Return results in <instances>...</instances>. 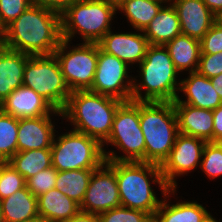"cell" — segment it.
<instances>
[{
	"instance_id": "10",
	"label": "cell",
	"mask_w": 222,
	"mask_h": 222,
	"mask_svg": "<svg viewBox=\"0 0 222 222\" xmlns=\"http://www.w3.org/2000/svg\"><path fill=\"white\" fill-rule=\"evenodd\" d=\"M54 55L71 92L91 89L98 63V43L75 44L62 39Z\"/></svg>"
},
{
	"instance_id": "19",
	"label": "cell",
	"mask_w": 222,
	"mask_h": 222,
	"mask_svg": "<svg viewBox=\"0 0 222 222\" xmlns=\"http://www.w3.org/2000/svg\"><path fill=\"white\" fill-rule=\"evenodd\" d=\"M181 34L201 40L215 22V15L202 0H173Z\"/></svg>"
},
{
	"instance_id": "35",
	"label": "cell",
	"mask_w": 222,
	"mask_h": 222,
	"mask_svg": "<svg viewBox=\"0 0 222 222\" xmlns=\"http://www.w3.org/2000/svg\"><path fill=\"white\" fill-rule=\"evenodd\" d=\"M201 54L222 52V26L216 21L200 40Z\"/></svg>"
},
{
	"instance_id": "27",
	"label": "cell",
	"mask_w": 222,
	"mask_h": 222,
	"mask_svg": "<svg viewBox=\"0 0 222 222\" xmlns=\"http://www.w3.org/2000/svg\"><path fill=\"white\" fill-rule=\"evenodd\" d=\"M7 163L27 180L52 166L51 149L17 152Z\"/></svg>"
},
{
	"instance_id": "12",
	"label": "cell",
	"mask_w": 222,
	"mask_h": 222,
	"mask_svg": "<svg viewBox=\"0 0 222 222\" xmlns=\"http://www.w3.org/2000/svg\"><path fill=\"white\" fill-rule=\"evenodd\" d=\"M206 141L197 137L178 134L168 158L160 166L162 176L171 189H177V179L198 170ZM198 167V169H197Z\"/></svg>"
},
{
	"instance_id": "8",
	"label": "cell",
	"mask_w": 222,
	"mask_h": 222,
	"mask_svg": "<svg viewBox=\"0 0 222 222\" xmlns=\"http://www.w3.org/2000/svg\"><path fill=\"white\" fill-rule=\"evenodd\" d=\"M56 133L51 156L52 166L57 171L94 170L106 161L103 145L98 140L73 129Z\"/></svg>"
},
{
	"instance_id": "13",
	"label": "cell",
	"mask_w": 222,
	"mask_h": 222,
	"mask_svg": "<svg viewBox=\"0 0 222 222\" xmlns=\"http://www.w3.org/2000/svg\"><path fill=\"white\" fill-rule=\"evenodd\" d=\"M121 206L115 161H105L94 169L80 211L100 214Z\"/></svg>"
},
{
	"instance_id": "24",
	"label": "cell",
	"mask_w": 222,
	"mask_h": 222,
	"mask_svg": "<svg viewBox=\"0 0 222 222\" xmlns=\"http://www.w3.org/2000/svg\"><path fill=\"white\" fill-rule=\"evenodd\" d=\"M150 45H165L181 34V25L175 7L164 5L143 31Z\"/></svg>"
},
{
	"instance_id": "23",
	"label": "cell",
	"mask_w": 222,
	"mask_h": 222,
	"mask_svg": "<svg viewBox=\"0 0 222 222\" xmlns=\"http://www.w3.org/2000/svg\"><path fill=\"white\" fill-rule=\"evenodd\" d=\"M164 46L181 75L197 72L201 54L200 40L179 34Z\"/></svg>"
},
{
	"instance_id": "2",
	"label": "cell",
	"mask_w": 222,
	"mask_h": 222,
	"mask_svg": "<svg viewBox=\"0 0 222 222\" xmlns=\"http://www.w3.org/2000/svg\"><path fill=\"white\" fill-rule=\"evenodd\" d=\"M115 174L121 206L144 211L154 218L162 197L171 189L162 176L160 166L147 162L115 161ZM154 184L161 191V198Z\"/></svg>"
},
{
	"instance_id": "11",
	"label": "cell",
	"mask_w": 222,
	"mask_h": 222,
	"mask_svg": "<svg viewBox=\"0 0 222 222\" xmlns=\"http://www.w3.org/2000/svg\"><path fill=\"white\" fill-rule=\"evenodd\" d=\"M132 72L131 67L116 56L104 52L98 44V63L90 91L122 102L130 101L133 90Z\"/></svg>"
},
{
	"instance_id": "26",
	"label": "cell",
	"mask_w": 222,
	"mask_h": 222,
	"mask_svg": "<svg viewBox=\"0 0 222 222\" xmlns=\"http://www.w3.org/2000/svg\"><path fill=\"white\" fill-rule=\"evenodd\" d=\"M117 13L125 16L132 30L144 31L164 6L154 0H118Z\"/></svg>"
},
{
	"instance_id": "4",
	"label": "cell",
	"mask_w": 222,
	"mask_h": 222,
	"mask_svg": "<svg viewBox=\"0 0 222 222\" xmlns=\"http://www.w3.org/2000/svg\"><path fill=\"white\" fill-rule=\"evenodd\" d=\"M122 101L90 90L71 92L62 113V120L73 130L84 133L103 144L112 130V123ZM68 122V124L66 123Z\"/></svg>"
},
{
	"instance_id": "41",
	"label": "cell",
	"mask_w": 222,
	"mask_h": 222,
	"mask_svg": "<svg viewBox=\"0 0 222 222\" xmlns=\"http://www.w3.org/2000/svg\"><path fill=\"white\" fill-rule=\"evenodd\" d=\"M210 81L212 82L215 91L219 94L222 99V73L218 76L210 78Z\"/></svg>"
},
{
	"instance_id": "47",
	"label": "cell",
	"mask_w": 222,
	"mask_h": 222,
	"mask_svg": "<svg viewBox=\"0 0 222 222\" xmlns=\"http://www.w3.org/2000/svg\"><path fill=\"white\" fill-rule=\"evenodd\" d=\"M2 45V31L0 30V46Z\"/></svg>"
},
{
	"instance_id": "44",
	"label": "cell",
	"mask_w": 222,
	"mask_h": 222,
	"mask_svg": "<svg viewBox=\"0 0 222 222\" xmlns=\"http://www.w3.org/2000/svg\"><path fill=\"white\" fill-rule=\"evenodd\" d=\"M27 222H45V221L42 218H36L34 220L27 221Z\"/></svg>"
},
{
	"instance_id": "29",
	"label": "cell",
	"mask_w": 222,
	"mask_h": 222,
	"mask_svg": "<svg viewBox=\"0 0 222 222\" xmlns=\"http://www.w3.org/2000/svg\"><path fill=\"white\" fill-rule=\"evenodd\" d=\"M18 119L0 109V162L17 153Z\"/></svg>"
},
{
	"instance_id": "21",
	"label": "cell",
	"mask_w": 222,
	"mask_h": 222,
	"mask_svg": "<svg viewBox=\"0 0 222 222\" xmlns=\"http://www.w3.org/2000/svg\"><path fill=\"white\" fill-rule=\"evenodd\" d=\"M30 55L0 46V103L23 85L26 61Z\"/></svg>"
},
{
	"instance_id": "3",
	"label": "cell",
	"mask_w": 222,
	"mask_h": 222,
	"mask_svg": "<svg viewBox=\"0 0 222 222\" xmlns=\"http://www.w3.org/2000/svg\"><path fill=\"white\" fill-rule=\"evenodd\" d=\"M133 75L131 100L173 102L176 100L181 74L164 45H149L145 58Z\"/></svg>"
},
{
	"instance_id": "17",
	"label": "cell",
	"mask_w": 222,
	"mask_h": 222,
	"mask_svg": "<svg viewBox=\"0 0 222 222\" xmlns=\"http://www.w3.org/2000/svg\"><path fill=\"white\" fill-rule=\"evenodd\" d=\"M179 189H170L156 211L153 222H207L214 214L207 210V206L198 203L197 200H175L173 203L172 198L177 197ZM172 197V198H171ZM213 214V215H212Z\"/></svg>"
},
{
	"instance_id": "46",
	"label": "cell",
	"mask_w": 222,
	"mask_h": 222,
	"mask_svg": "<svg viewBox=\"0 0 222 222\" xmlns=\"http://www.w3.org/2000/svg\"><path fill=\"white\" fill-rule=\"evenodd\" d=\"M0 222H4L3 214H2V210H1V205H0Z\"/></svg>"
},
{
	"instance_id": "15",
	"label": "cell",
	"mask_w": 222,
	"mask_h": 222,
	"mask_svg": "<svg viewBox=\"0 0 222 222\" xmlns=\"http://www.w3.org/2000/svg\"><path fill=\"white\" fill-rule=\"evenodd\" d=\"M58 122L59 124L64 122L62 114L18 119L17 152L51 149L55 133L59 128Z\"/></svg>"
},
{
	"instance_id": "9",
	"label": "cell",
	"mask_w": 222,
	"mask_h": 222,
	"mask_svg": "<svg viewBox=\"0 0 222 222\" xmlns=\"http://www.w3.org/2000/svg\"><path fill=\"white\" fill-rule=\"evenodd\" d=\"M23 86L33 89L60 112L71 94L54 54L29 57L24 69Z\"/></svg>"
},
{
	"instance_id": "37",
	"label": "cell",
	"mask_w": 222,
	"mask_h": 222,
	"mask_svg": "<svg viewBox=\"0 0 222 222\" xmlns=\"http://www.w3.org/2000/svg\"><path fill=\"white\" fill-rule=\"evenodd\" d=\"M77 1L79 0H32V3L62 15Z\"/></svg>"
},
{
	"instance_id": "34",
	"label": "cell",
	"mask_w": 222,
	"mask_h": 222,
	"mask_svg": "<svg viewBox=\"0 0 222 222\" xmlns=\"http://www.w3.org/2000/svg\"><path fill=\"white\" fill-rule=\"evenodd\" d=\"M31 4L32 0H0V30L3 31Z\"/></svg>"
},
{
	"instance_id": "22",
	"label": "cell",
	"mask_w": 222,
	"mask_h": 222,
	"mask_svg": "<svg viewBox=\"0 0 222 222\" xmlns=\"http://www.w3.org/2000/svg\"><path fill=\"white\" fill-rule=\"evenodd\" d=\"M38 214L45 222H63L80 211V205L56 188L37 197Z\"/></svg>"
},
{
	"instance_id": "32",
	"label": "cell",
	"mask_w": 222,
	"mask_h": 222,
	"mask_svg": "<svg viewBox=\"0 0 222 222\" xmlns=\"http://www.w3.org/2000/svg\"><path fill=\"white\" fill-rule=\"evenodd\" d=\"M99 222H153V217L141 210L119 206L98 214Z\"/></svg>"
},
{
	"instance_id": "39",
	"label": "cell",
	"mask_w": 222,
	"mask_h": 222,
	"mask_svg": "<svg viewBox=\"0 0 222 222\" xmlns=\"http://www.w3.org/2000/svg\"><path fill=\"white\" fill-rule=\"evenodd\" d=\"M63 222H99L98 214L79 211L76 215Z\"/></svg>"
},
{
	"instance_id": "31",
	"label": "cell",
	"mask_w": 222,
	"mask_h": 222,
	"mask_svg": "<svg viewBox=\"0 0 222 222\" xmlns=\"http://www.w3.org/2000/svg\"><path fill=\"white\" fill-rule=\"evenodd\" d=\"M25 187V178L7 162H0V200Z\"/></svg>"
},
{
	"instance_id": "25",
	"label": "cell",
	"mask_w": 222,
	"mask_h": 222,
	"mask_svg": "<svg viewBox=\"0 0 222 222\" xmlns=\"http://www.w3.org/2000/svg\"><path fill=\"white\" fill-rule=\"evenodd\" d=\"M4 222H27L39 218L37 197L27 187L0 200Z\"/></svg>"
},
{
	"instance_id": "16",
	"label": "cell",
	"mask_w": 222,
	"mask_h": 222,
	"mask_svg": "<svg viewBox=\"0 0 222 222\" xmlns=\"http://www.w3.org/2000/svg\"><path fill=\"white\" fill-rule=\"evenodd\" d=\"M173 104H188L213 111L222 104V99L215 91L210 78L198 72H191L186 73L185 77L181 75L179 92Z\"/></svg>"
},
{
	"instance_id": "7",
	"label": "cell",
	"mask_w": 222,
	"mask_h": 222,
	"mask_svg": "<svg viewBox=\"0 0 222 222\" xmlns=\"http://www.w3.org/2000/svg\"><path fill=\"white\" fill-rule=\"evenodd\" d=\"M102 145L106 161L145 162L146 145L140 127L139 101H125L118 106L111 133Z\"/></svg>"
},
{
	"instance_id": "1",
	"label": "cell",
	"mask_w": 222,
	"mask_h": 222,
	"mask_svg": "<svg viewBox=\"0 0 222 222\" xmlns=\"http://www.w3.org/2000/svg\"><path fill=\"white\" fill-rule=\"evenodd\" d=\"M61 41V15L35 4L2 31L3 46L30 56L52 55Z\"/></svg>"
},
{
	"instance_id": "6",
	"label": "cell",
	"mask_w": 222,
	"mask_h": 222,
	"mask_svg": "<svg viewBox=\"0 0 222 222\" xmlns=\"http://www.w3.org/2000/svg\"><path fill=\"white\" fill-rule=\"evenodd\" d=\"M140 127L145 138V162L161 166L179 134L173 102L139 101Z\"/></svg>"
},
{
	"instance_id": "38",
	"label": "cell",
	"mask_w": 222,
	"mask_h": 222,
	"mask_svg": "<svg viewBox=\"0 0 222 222\" xmlns=\"http://www.w3.org/2000/svg\"><path fill=\"white\" fill-rule=\"evenodd\" d=\"M222 140V104L213 110V142Z\"/></svg>"
},
{
	"instance_id": "18",
	"label": "cell",
	"mask_w": 222,
	"mask_h": 222,
	"mask_svg": "<svg viewBox=\"0 0 222 222\" xmlns=\"http://www.w3.org/2000/svg\"><path fill=\"white\" fill-rule=\"evenodd\" d=\"M0 109L17 119L62 114L33 89L23 85L0 103Z\"/></svg>"
},
{
	"instance_id": "42",
	"label": "cell",
	"mask_w": 222,
	"mask_h": 222,
	"mask_svg": "<svg viewBox=\"0 0 222 222\" xmlns=\"http://www.w3.org/2000/svg\"><path fill=\"white\" fill-rule=\"evenodd\" d=\"M215 21L222 26V11L215 16Z\"/></svg>"
},
{
	"instance_id": "28",
	"label": "cell",
	"mask_w": 222,
	"mask_h": 222,
	"mask_svg": "<svg viewBox=\"0 0 222 222\" xmlns=\"http://www.w3.org/2000/svg\"><path fill=\"white\" fill-rule=\"evenodd\" d=\"M94 170L58 171L55 188L81 205Z\"/></svg>"
},
{
	"instance_id": "30",
	"label": "cell",
	"mask_w": 222,
	"mask_h": 222,
	"mask_svg": "<svg viewBox=\"0 0 222 222\" xmlns=\"http://www.w3.org/2000/svg\"><path fill=\"white\" fill-rule=\"evenodd\" d=\"M199 169L211 181L222 177V146L219 142H206Z\"/></svg>"
},
{
	"instance_id": "20",
	"label": "cell",
	"mask_w": 222,
	"mask_h": 222,
	"mask_svg": "<svg viewBox=\"0 0 222 222\" xmlns=\"http://www.w3.org/2000/svg\"><path fill=\"white\" fill-rule=\"evenodd\" d=\"M180 134L213 142V111L190 106L173 104Z\"/></svg>"
},
{
	"instance_id": "43",
	"label": "cell",
	"mask_w": 222,
	"mask_h": 222,
	"mask_svg": "<svg viewBox=\"0 0 222 222\" xmlns=\"http://www.w3.org/2000/svg\"><path fill=\"white\" fill-rule=\"evenodd\" d=\"M154 1L162 3L163 5H170L173 3V0H154Z\"/></svg>"
},
{
	"instance_id": "45",
	"label": "cell",
	"mask_w": 222,
	"mask_h": 222,
	"mask_svg": "<svg viewBox=\"0 0 222 222\" xmlns=\"http://www.w3.org/2000/svg\"><path fill=\"white\" fill-rule=\"evenodd\" d=\"M207 222H221L220 219L217 220V217L213 216L209 221Z\"/></svg>"
},
{
	"instance_id": "33",
	"label": "cell",
	"mask_w": 222,
	"mask_h": 222,
	"mask_svg": "<svg viewBox=\"0 0 222 222\" xmlns=\"http://www.w3.org/2000/svg\"><path fill=\"white\" fill-rule=\"evenodd\" d=\"M57 172L58 171L53 166L38 172L36 175L26 180L27 189L35 197L50 191L55 188Z\"/></svg>"
},
{
	"instance_id": "36",
	"label": "cell",
	"mask_w": 222,
	"mask_h": 222,
	"mask_svg": "<svg viewBox=\"0 0 222 222\" xmlns=\"http://www.w3.org/2000/svg\"><path fill=\"white\" fill-rule=\"evenodd\" d=\"M197 72L212 78L222 73V52L215 54H200Z\"/></svg>"
},
{
	"instance_id": "14",
	"label": "cell",
	"mask_w": 222,
	"mask_h": 222,
	"mask_svg": "<svg viewBox=\"0 0 222 222\" xmlns=\"http://www.w3.org/2000/svg\"><path fill=\"white\" fill-rule=\"evenodd\" d=\"M114 30V31H113ZM99 47L106 53L116 56L133 70L145 58L149 41L142 31H108L98 42Z\"/></svg>"
},
{
	"instance_id": "40",
	"label": "cell",
	"mask_w": 222,
	"mask_h": 222,
	"mask_svg": "<svg viewBox=\"0 0 222 222\" xmlns=\"http://www.w3.org/2000/svg\"><path fill=\"white\" fill-rule=\"evenodd\" d=\"M216 16L222 11V0H202Z\"/></svg>"
},
{
	"instance_id": "5",
	"label": "cell",
	"mask_w": 222,
	"mask_h": 222,
	"mask_svg": "<svg viewBox=\"0 0 222 222\" xmlns=\"http://www.w3.org/2000/svg\"><path fill=\"white\" fill-rule=\"evenodd\" d=\"M116 15V1L79 0L61 15L62 39L76 42L77 37L80 42L98 43L115 28Z\"/></svg>"
}]
</instances>
